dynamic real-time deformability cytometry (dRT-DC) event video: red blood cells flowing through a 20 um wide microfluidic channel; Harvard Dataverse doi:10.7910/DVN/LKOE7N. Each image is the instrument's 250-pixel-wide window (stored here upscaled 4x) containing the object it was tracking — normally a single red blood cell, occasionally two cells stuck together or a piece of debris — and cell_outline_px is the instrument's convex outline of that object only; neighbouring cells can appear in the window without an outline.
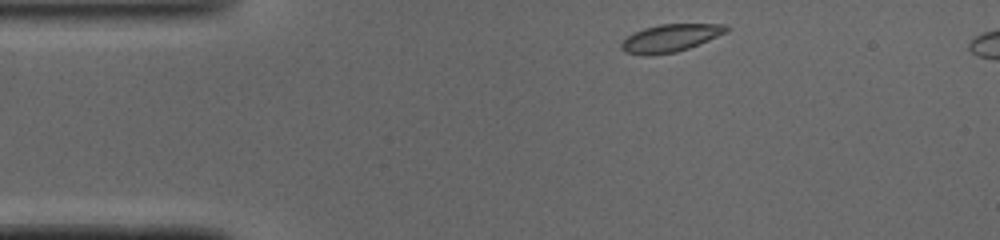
{"species": "common noctule bat (a hibernating species)", "species_latin": "Nyctalus noctula", "temperature_condition": "cold", "stored_images_in_passage": 40, "camera_frame_rate_fps": 3000, "um_per_image_px": 0.085, "animal": {"sex": "male", "body_mass_g": 19.0, "forearm_length_mm": 50.8}, "frame": {"image": 1, "passage_image": 1, "time_ms": 0.0, "image_size_px": [1000, 240], "cell_outline_px": [[732, 28], [708, 40], [688, 48], [676, 52], [648, 56], [644, 56], [624, 52], [620, 48], [620, 44], [628, 36], [644, 28], [660, 24], [724, 24]], "centroid_in_image_um": [56.94, 3.24], "position_along_channel_um": 28.1, "area_um2": 16.76}}
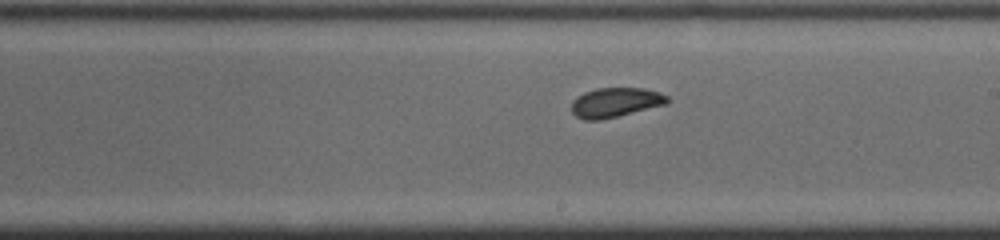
{"frame": {"image": 2, "passage_image": 20, "time_ms": 6.333, "image_size_px": [1000, 240], "cell_outline_px": [[672, 100], [668, 104], [600, 120], [584, 120], [576, 116], [572, 112], [572, 100], [584, 92], [596, 88], [644, 88], [660, 92], [668, 96]], "centroid_in_image_um": [52.35, 8.7], "position_along_channel_um": 236.7, "area_um2": 16.65}}
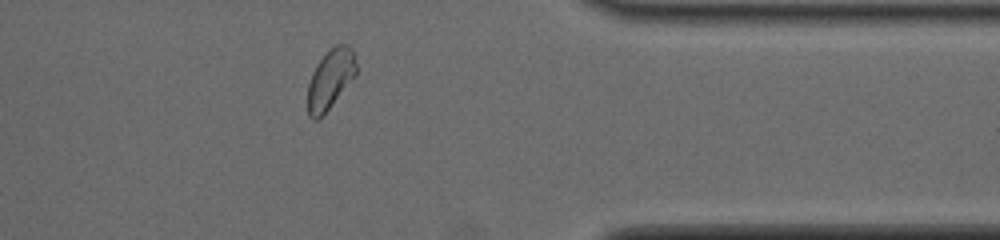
{"frame": {"image": 3, "passage_image": 32, "time_ms": 10.333, "image_size_px": [1000, 240], "cell_outline_px": [[356, 76], [328, 108], [316, 120], [312, 120], [308, 116], [308, 84], [312, 72], [316, 64], [336, 44], [348, 44], [352, 48], [356, 64]], "centroid_in_image_um": [28.08, 6.71], "position_along_channel_um": 383.3, "area_um2": 16.59}, "authors_computed_cell_mechanics": {"area_um2": 16.7909, "velocity_mm_per_s": 4.0627, "shape_relaxation_time_tau1_ms": 4.29, "shape_relaxation_time_tau2_ms": 0.8821, "deformation_change_tau1": 0.1333, "deformation_change_tau2": 0.0473}}